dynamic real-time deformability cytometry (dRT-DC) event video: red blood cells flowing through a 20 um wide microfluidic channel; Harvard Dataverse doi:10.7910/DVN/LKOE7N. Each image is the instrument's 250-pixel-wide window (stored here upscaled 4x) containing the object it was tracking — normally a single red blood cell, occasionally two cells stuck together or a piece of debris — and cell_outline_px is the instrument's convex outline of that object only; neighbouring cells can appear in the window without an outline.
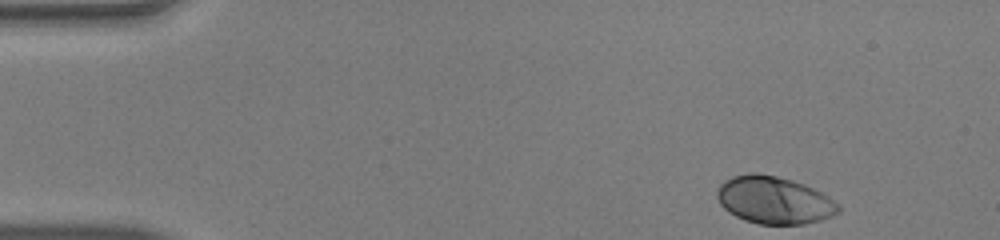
{"species": "human", "species_latin": "Homo sapiens", "temperature_condition": "warm", "stored_images_in_passage": 46, "camera_frame_rate_fps": 3000, "um_per_image_px": 0.085, "donor": {"sex": "male"}, "frame": {"image": 1, "passage_image": 1, "time_ms": 0.0, "image_size_px": [1000, 240], "cell_outline_px": [[840, 212], [832, 216], [820, 220], [804, 224], [760, 224], [744, 220], [728, 212], [720, 204], [716, 196], [716, 192], [720, 184], [724, 180], [732, 176], [748, 172], [756, 172], [776, 176], [792, 180], [804, 184], [828, 196], [840, 204]], "centroid_in_image_um": [65.78, 17.0], "position_along_channel_um": 19.2, "area_um2": 33.76}}
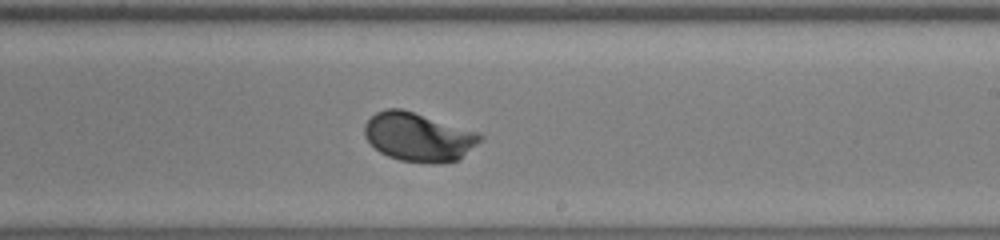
{"frame": {"image": 2, "passage_image": 26, "time_ms": 8.333, "image_size_px": [1000, 240], "cell_outline_px": [[484, 136], [460, 160], [432, 164], [400, 160], [388, 156], [380, 152], [364, 136], [364, 124], [376, 112], [388, 108], [400, 108], [480, 132]], "centroid_in_image_um": [35.58, 11.65], "position_along_channel_um": 253.4, "area_um2": 32.77}}
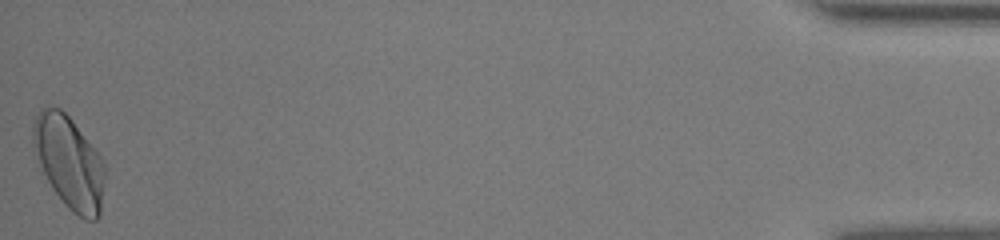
{"frame": {"image": 3, "passage_image": 46, "time_ms": 15.0, "image_size_px": [1000, 240], "cell_outline_px": [[104, 180], [100, 216], [96, 220], [84, 220], [72, 212], [64, 204], [52, 188], [32, 148], [32, 120], [40, 108], [60, 108], [72, 120], [104, 160]], "centroid_in_image_um": [5.87, 13.8], "position_along_channel_um": 429.3, "area_um2": 38.67}, "authors_computed_cell_mechanics": {"area_um2": 32.3391, "velocity_mm_per_s": 4.0685, "shape_relaxation_time_tau1_ms": 1.9772, "shape_relaxation_time_tau2_ms": null, "deformation_change_tau1": 0.1381, "deformation_change_tau2": null}}